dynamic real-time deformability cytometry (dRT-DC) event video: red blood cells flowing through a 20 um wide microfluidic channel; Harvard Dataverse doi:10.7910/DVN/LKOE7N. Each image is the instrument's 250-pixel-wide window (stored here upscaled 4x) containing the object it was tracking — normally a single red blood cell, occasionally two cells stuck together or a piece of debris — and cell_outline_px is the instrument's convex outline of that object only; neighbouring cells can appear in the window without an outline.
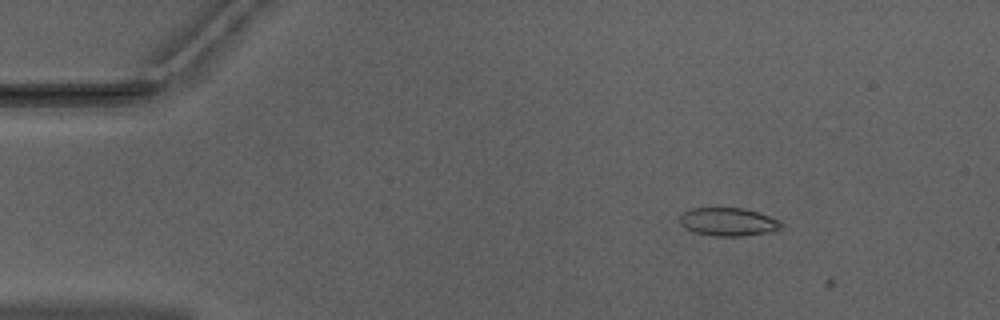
{"species": "Egyptian fruit bat (a non-hibernating species)", "species_latin": "Rousettus aegyptiacus", "temperature_condition": "warm", "stored_images_in_passage": 3, "camera_frame_rate_fps": 3000, "um_per_image_px": 0.085, "animal": {"sex": "male"}, "frame": {"image": 1, "passage_image": 1, "time_ms": 0.0, "image_size_px": [1000, 320], "cell_outline_px": [[784, 224], [780, 228], [768, 232], [740, 236], [716, 236], [692, 232], [684, 228], [680, 224], [680, 216], [684, 212], [692, 208], [740, 208], [756, 212], [780, 220]], "centroid_in_image_um": [61.86, 18.86], "position_along_channel_um": 23.1, "area_um2": 16.53}}